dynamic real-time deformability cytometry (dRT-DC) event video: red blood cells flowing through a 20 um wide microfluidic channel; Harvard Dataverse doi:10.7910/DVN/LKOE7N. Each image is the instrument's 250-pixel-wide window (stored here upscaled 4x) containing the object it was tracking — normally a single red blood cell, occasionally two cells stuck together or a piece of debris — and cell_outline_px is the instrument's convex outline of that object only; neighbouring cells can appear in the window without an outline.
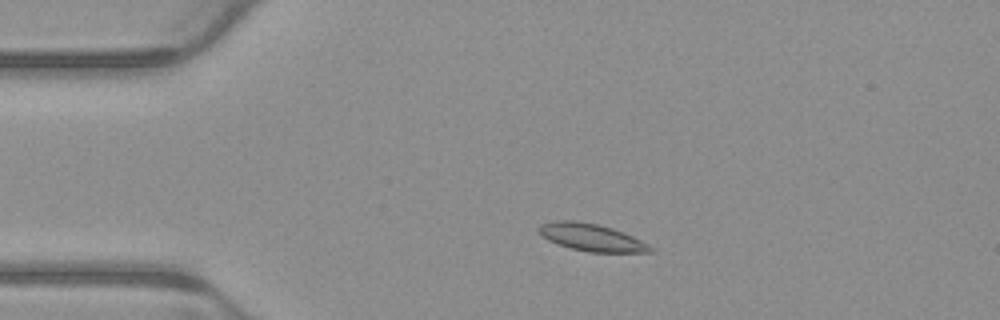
{"species": "common noctule bat (a hibernating species)", "species_latin": "Nyctalus noctula", "temperature_condition": "warm", "stored_images_in_passage": 2, "camera_frame_rate_fps": 3000, "um_per_image_px": 0.085, "animal": {"sex": "male", "body_mass_g": 23.1, "forearm_length_mm": 52.7}, "frame": {"image": 1, "passage_image": 1, "time_ms": 0.0, "image_size_px": [1000, 320], "cell_outline_px": [[656, 252], [588, 252], [572, 248], [548, 240], [536, 232], [536, 228], [540, 224], [556, 220], [576, 220], [596, 224], [612, 228], [632, 236], [656, 248]], "centroid_in_image_um": [50.26, 20.17], "position_along_channel_um": 34.7, "area_um2": 17.8}}